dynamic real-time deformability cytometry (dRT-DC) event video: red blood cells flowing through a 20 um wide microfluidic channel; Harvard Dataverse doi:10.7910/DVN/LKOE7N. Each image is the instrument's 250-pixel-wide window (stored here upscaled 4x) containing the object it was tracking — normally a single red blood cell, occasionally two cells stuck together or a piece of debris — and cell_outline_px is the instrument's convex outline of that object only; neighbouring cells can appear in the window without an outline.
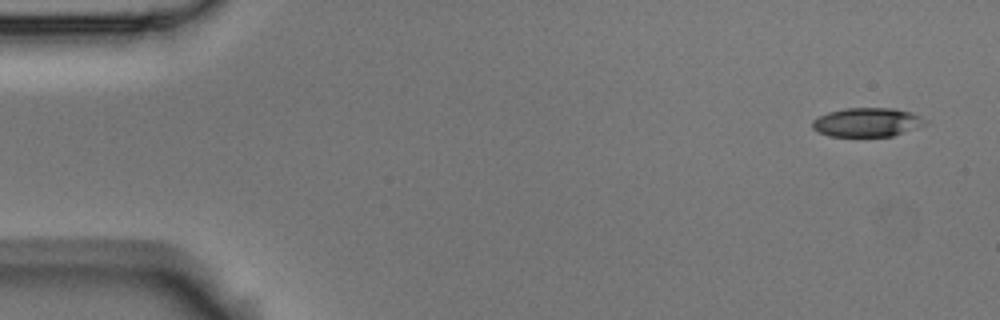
{"species": "Egyptian fruit bat (a non-hibernating species)", "species_latin": "Rousettus aegyptiacus", "temperature_condition": "room temperature", "stored_images_in_passage": 10, "camera_frame_rate_fps": 3000, "um_per_image_px": 0.085, "animal": {"sex": "male"}, "frame": {"image": 1, "passage_image": 1, "time_ms": 0.0, "image_size_px": [1000, 320], "cell_outline_px": [[928, 124], [892, 136], [828, 136], [812, 128], [812, 120], [828, 112], [844, 108], [896, 108], [912, 112], [928, 120]], "centroid_in_image_um": [73.74, 10.38], "position_along_channel_um": 11.3, "area_um2": 19.13}}
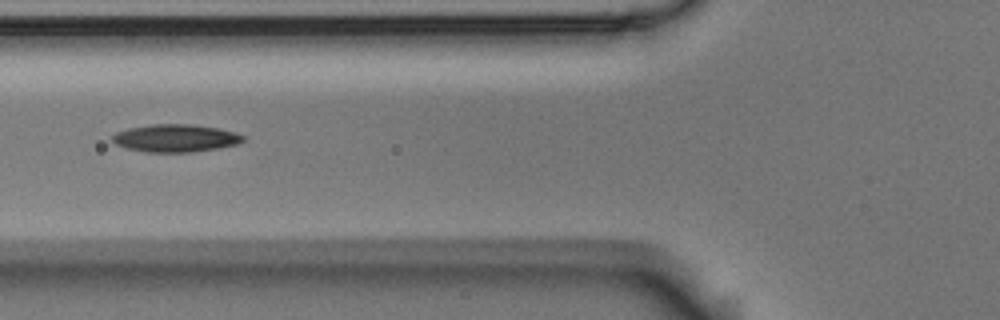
{"frame": {"image": 2, "passage_image": 6, "time_ms": 1.667, "image_size_px": [1000, 320], "cell_outline_px": [[244, 140], [236, 144], [216, 148], [192, 152], [148, 152], [128, 148], [116, 144], [112, 140], [112, 136], [116, 132], [128, 128], [152, 124], [192, 124], [220, 128], [236, 132], [244, 136]], "centroid_in_image_um": [14.93, 11.73], "position_along_channel_um": 110.9, "area_um2": 20.98}}
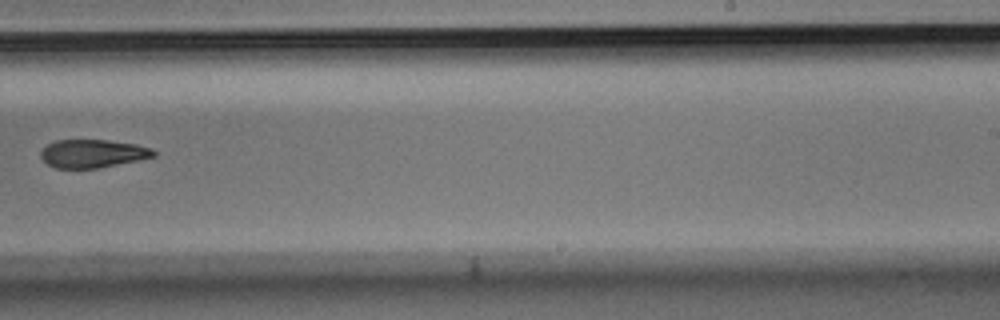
{"frame": {"image": 3, "passage_image": 10, "time_ms": 3.0, "image_size_px": [1000, 320], "cell_outline_px": [[156, 156], [140, 160], [96, 168], [56, 168], [48, 164], [40, 156], [40, 152], [48, 144], [56, 140], [108, 140], [136, 144], [152, 148], [156, 152]], "centroid_in_image_um": [7.91, 13.05], "position_along_channel_um": 281.1, "area_um2": 18.5}}